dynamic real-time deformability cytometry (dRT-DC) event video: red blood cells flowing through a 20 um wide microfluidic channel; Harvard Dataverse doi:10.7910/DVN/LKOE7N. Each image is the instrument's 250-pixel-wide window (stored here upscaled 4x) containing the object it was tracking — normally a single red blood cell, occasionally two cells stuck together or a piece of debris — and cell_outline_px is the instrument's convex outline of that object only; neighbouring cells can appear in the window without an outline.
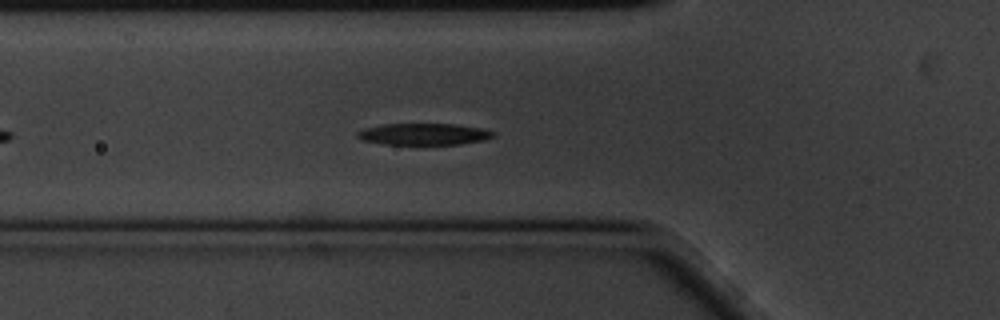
{"species": "common noctule bat (a hibernating species)", "species_latin": "Nyctalus noctula", "temperature_condition": "cold", "stored_images_in_passage": 49, "camera_frame_rate_fps": 3000, "um_per_image_px": 0.085, "animal": {"sex": "male", "body_mass_g": 20.1, "forearm_length_mm": 53.5}, "frame": {"image": 1, "passage_image": 9, "time_ms": 2.667, "image_size_px": [1000, 320], "cell_outline_px": [[496, 136], [484, 140], [460, 144], [384, 144], [360, 140], [356, 136], [356, 132], [364, 128], [384, 124], [452, 124], [480, 128], [496, 132]], "centroid_in_image_um": [36.0, 11.4], "position_along_channel_um": 89.8, "area_um2": 17.11}}
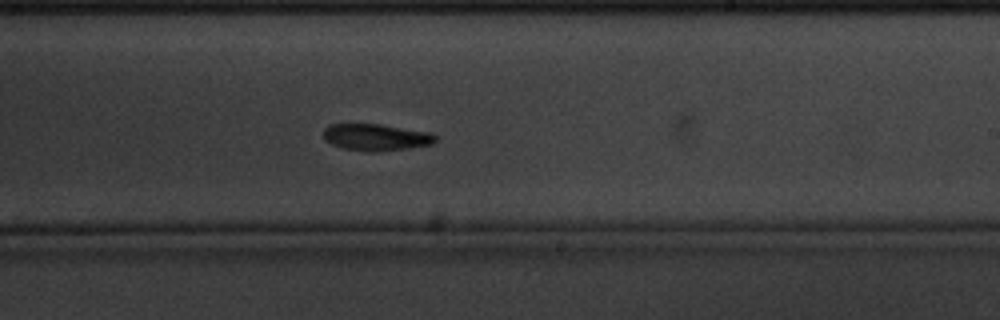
{"frame": {"image": 2, "passage_image": 24, "time_ms": 7.667, "image_size_px": [1000, 320], "cell_outline_px": [[436, 140], [432, 144], [408, 148], [376, 152], [368, 152], [340, 148], [324, 140], [324, 128], [328, 124], [380, 124], [432, 132], [436, 136]], "centroid_in_image_um": [31.95, 11.67], "position_along_channel_um": 257.1, "area_um2": 17.69}}
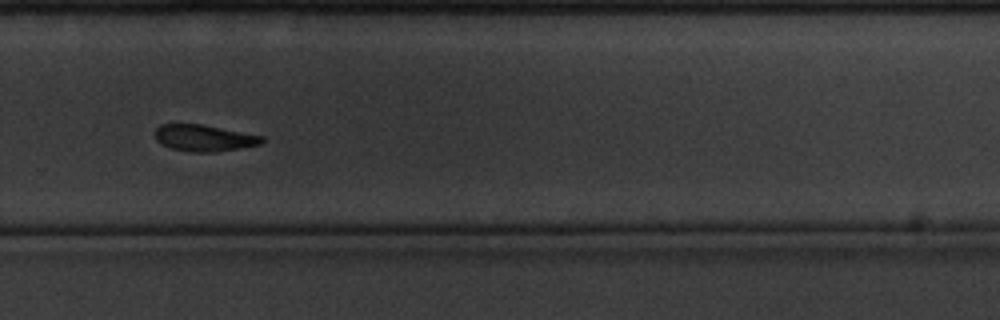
{"frame": {"image": 3, "passage_image": 29, "time_ms": 9.333, "image_size_px": [1000, 320], "cell_outline_px": [[264, 140], [260, 144], [240, 148], [216, 152], [192, 152], [172, 148], [156, 140], [152, 132], [160, 124], [200, 124], [264, 136]], "centroid_in_image_um": [17.32, 11.72], "position_along_channel_um": 312.5, "area_um2": 16.47}, "authors_computed_cell_mechanics": {"area_um2": 18.1492, "velocity_mm_per_s": 3.3414, "shape_relaxation_time_tau1_ms": 2.5187, "shape_relaxation_time_tau2_ms": null, "deformation_change_tau1": 0.1336, "deformation_change_tau2": null}}